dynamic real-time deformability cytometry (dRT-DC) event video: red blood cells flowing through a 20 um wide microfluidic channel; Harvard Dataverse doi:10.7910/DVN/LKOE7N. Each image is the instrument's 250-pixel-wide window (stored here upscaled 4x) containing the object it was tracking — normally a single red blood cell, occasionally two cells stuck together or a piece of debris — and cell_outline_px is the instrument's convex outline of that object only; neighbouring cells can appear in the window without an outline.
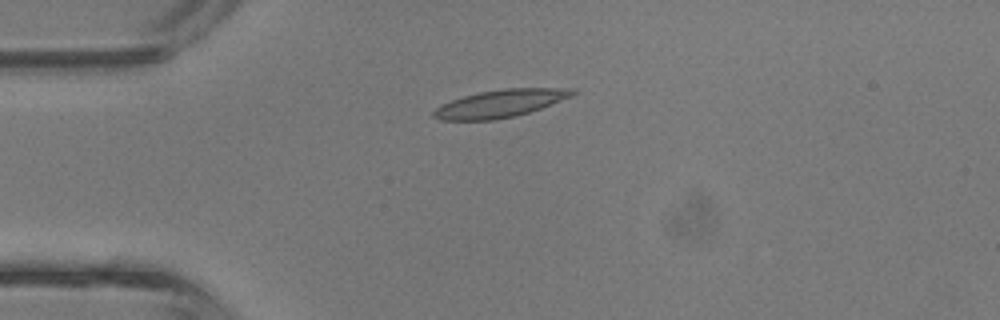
{"species": "common noctule bat (a hibernating species)", "species_latin": "Nyctalus noctula", "temperature_condition": "room temperature", "stored_images_in_passage": 4, "camera_frame_rate_fps": 3000, "um_per_image_px": 0.085, "animal": {"sex": "male", "body_mass_g": 13.3}, "frame": {"image": 1, "passage_image": 4, "time_ms": 1.0, "image_size_px": [1000, 320], "cell_outline_px": [[576, 92], [572, 96], [540, 108], [516, 116], [492, 120], [440, 120], [432, 116], [432, 112], [436, 108], [452, 100], [464, 96], [480, 92], [504, 88], [576, 88]], "centroid_in_image_um": [42.53, 8.79], "position_along_channel_um": 42.5, "area_um2": 22.14}}